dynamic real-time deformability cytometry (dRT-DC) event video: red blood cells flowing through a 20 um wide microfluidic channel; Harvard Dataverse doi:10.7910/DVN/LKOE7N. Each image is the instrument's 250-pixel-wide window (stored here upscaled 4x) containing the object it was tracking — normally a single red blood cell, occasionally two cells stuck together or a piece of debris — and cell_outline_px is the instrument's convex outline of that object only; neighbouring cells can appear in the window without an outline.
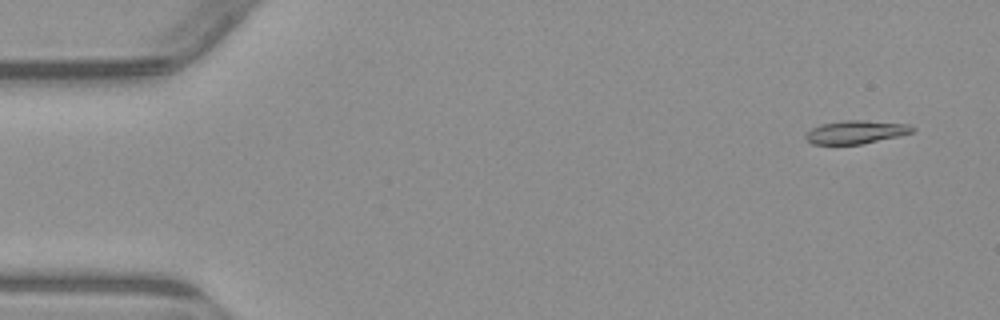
{"species": "common noctule bat (a hibernating species)", "species_latin": "Nyctalus noctula", "temperature_condition": "warm", "stored_images_in_passage": 4, "camera_frame_rate_fps": 3000, "um_per_image_px": 0.085, "animal": {"sex": "male", "body_mass_g": 23.1, "forearm_length_mm": 52.7}, "frame": {"image": 1, "passage_image": 1, "time_ms": 0.0, "image_size_px": [1000, 320], "cell_outline_px": [[916, 128], [912, 132], [900, 136], [864, 144], [812, 144], [804, 136], [812, 128], [820, 124], [844, 120], [864, 120], [908, 124]], "centroid_in_image_um": [72.78, 11.22], "position_along_channel_um": 12.2, "area_um2": 14.51}}
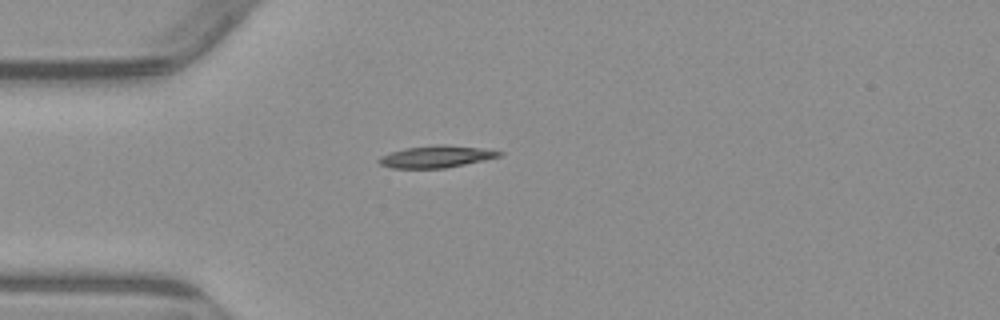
{"frame": {"image": 2, "passage_image": 4, "time_ms": 3.667, "image_size_px": [1000, 320], "cell_outline_px": [[504, 152], [500, 156], [464, 164], [444, 168], [392, 168], [380, 164], [376, 160], [380, 156], [388, 152], [404, 148], [436, 144], [444, 144], [480, 148]], "centroid_in_image_um": [37.0, 13.3], "position_along_channel_um": 48.0, "area_um2": 15.37}}